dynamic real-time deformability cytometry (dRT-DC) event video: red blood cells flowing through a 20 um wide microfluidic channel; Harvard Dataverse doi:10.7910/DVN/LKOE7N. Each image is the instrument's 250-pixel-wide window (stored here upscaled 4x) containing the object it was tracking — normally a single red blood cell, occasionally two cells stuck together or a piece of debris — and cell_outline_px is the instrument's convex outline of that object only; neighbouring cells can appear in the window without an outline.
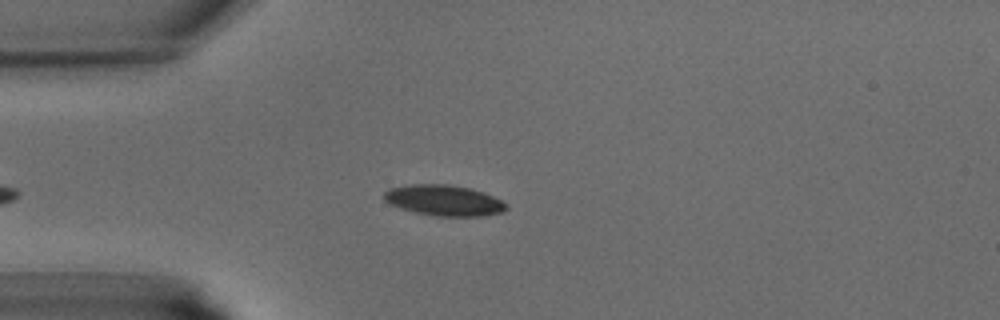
{"species": "common noctule bat (a hibernating species)", "species_latin": "Nyctalus noctula", "temperature_condition": "warm", "stored_images_in_passage": 32, "camera_frame_rate_fps": 3000, "um_per_image_px": 0.085, "animal": {"sex": "male", "body_mass_g": 15.6}, "frame": {"image": 1, "passage_image": 3, "time_ms": 0.667, "image_size_px": [1000, 320], "cell_outline_px": [[508, 208], [504, 212], [484, 216], [436, 216], [416, 212], [400, 208], [388, 204], [384, 200], [384, 192], [388, 188], [408, 184], [448, 184], [472, 188], [484, 192], [508, 204]], "centroid_in_image_um": [37.74, 17.02], "position_along_channel_um": 47.3, "area_um2": 22.2}}
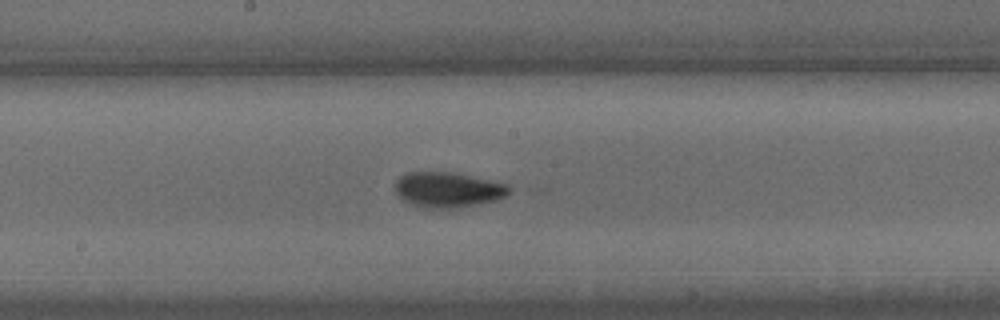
{"frame": {"image": 2, "passage_image": 14, "time_ms": 4.333, "image_size_px": [1000, 320], "cell_outline_px": [[516, 188], [504, 196], [496, 200], [456, 208], [420, 208], [404, 200], [396, 192], [396, 180], [400, 176], [408, 172], [452, 172], [508, 184]], "centroid_in_image_um": [38.1, 16.13], "position_along_channel_um": 210.1, "area_um2": 23.41}}
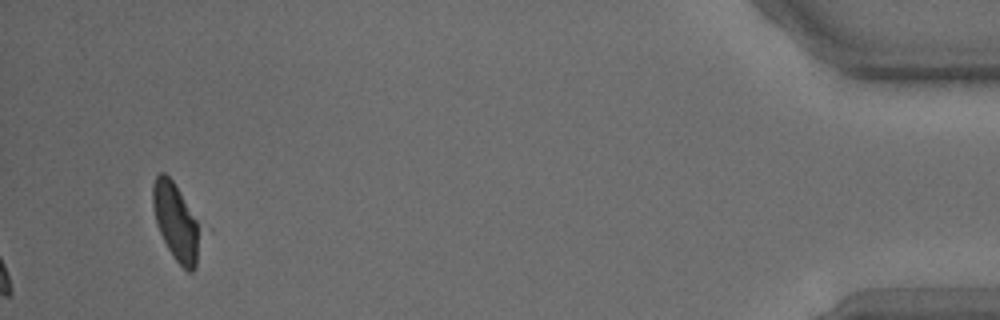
{"frame": {"image": 3, "passage_image": 32, "time_ms": 10.333, "image_size_px": [1000, 320], "cell_outline_px": [[204, 228], [196, 268], [192, 272], [188, 272], [172, 256], [156, 224], [152, 208], [152, 184], [156, 176], [160, 172], [164, 172], [172, 180]], "centroid_in_image_um": [15.01, 18.89], "position_along_channel_um": 420.2, "area_um2": 21.96}}